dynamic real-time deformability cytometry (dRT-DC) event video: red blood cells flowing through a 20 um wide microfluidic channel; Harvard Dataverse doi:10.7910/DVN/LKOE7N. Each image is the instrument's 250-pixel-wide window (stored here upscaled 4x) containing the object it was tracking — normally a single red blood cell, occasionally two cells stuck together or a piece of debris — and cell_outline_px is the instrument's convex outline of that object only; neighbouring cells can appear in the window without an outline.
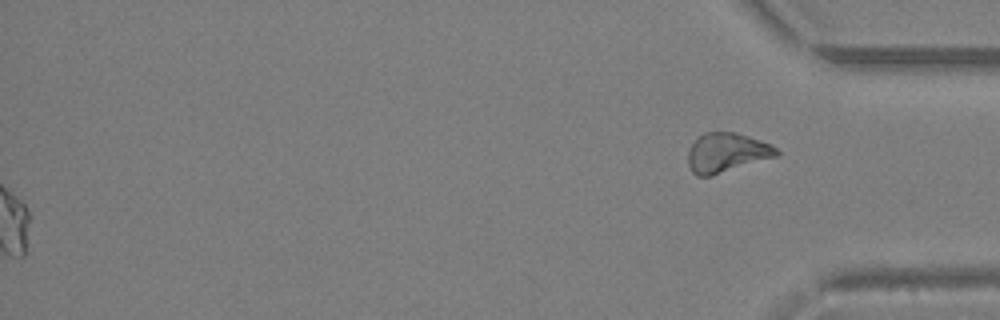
{"species": "Egyptian fruit bat (a non-hibernating species)", "species_latin": "Rousettus aegyptiacus", "temperature_condition": "warm", "stored_images_in_passage": 38, "segment_of_instrument_passage": [2, 2], "camera_frame_rate_fps": 3000, "um_per_image_px": 0.085, "animal": {"sex": "female"}, "frame": {"image": 1, "passage_image": 38, "time_ms": 12.333, "image_size_px": [1000, 320], "cell_outline_px": [[780, 152], [776, 156], [708, 176], [696, 176], [692, 172], [688, 164], [688, 152], [692, 144], [704, 132], [736, 132], [772, 144]], "centroid_in_image_um": [61.75, 12.96], "position_along_channel_um": 373.4, "area_um2": 19.94}}